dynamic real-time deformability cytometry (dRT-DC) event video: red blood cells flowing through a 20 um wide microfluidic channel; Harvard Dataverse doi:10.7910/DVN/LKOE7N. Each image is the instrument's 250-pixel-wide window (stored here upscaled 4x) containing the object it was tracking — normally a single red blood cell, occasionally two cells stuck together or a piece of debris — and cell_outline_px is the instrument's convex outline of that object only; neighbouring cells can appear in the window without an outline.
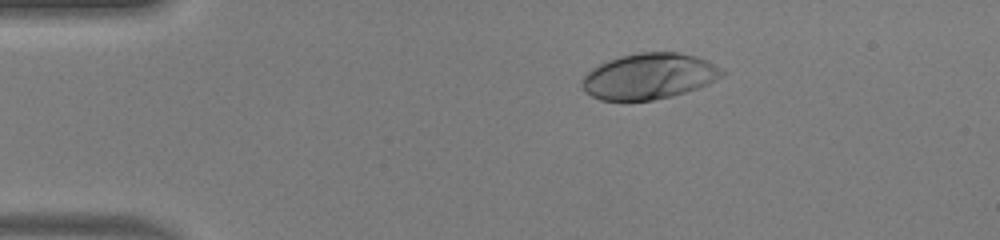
{"species": "human", "species_latin": "Homo sapiens", "temperature_condition": "warm", "stored_images_in_passage": 41, "camera_frame_rate_fps": 3000, "um_per_image_px": 0.085, "donor": {"sex": "male"}, "frame": {"image": 1, "passage_image": 1, "time_ms": 0.0, "image_size_px": [1000, 240], "cell_outline_px": [[728, 72], [724, 76], [708, 84], [672, 96], [652, 100], [600, 100], [592, 96], [580, 84], [580, 80], [592, 68], [608, 60], [620, 56], [640, 52], [676, 52], [696, 56], [716, 64]], "centroid_in_image_um": [55.21, 6.47], "position_along_channel_um": 29.8, "area_um2": 37.45}}
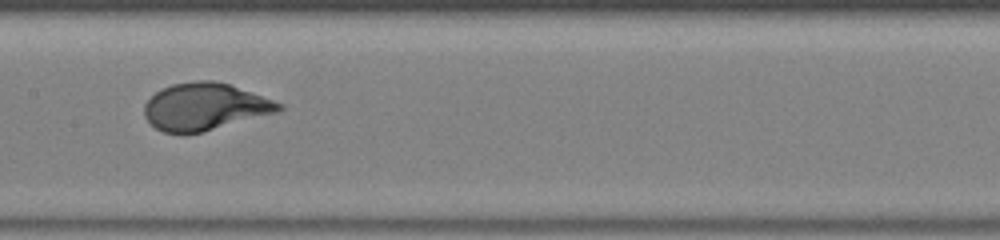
{"frame": {"image": 2, "passage_image": 17, "time_ms": 5.333, "image_size_px": [1000, 240], "cell_outline_px": [[284, 108], [280, 112], [204, 132], [184, 136], [164, 132], [156, 128], [144, 116], [144, 104], [156, 92], [172, 84], [196, 80], [212, 80], [228, 84], [284, 104]], "centroid_in_image_um": [17.42, 9.1], "position_along_channel_um": 190.0, "area_um2": 37.34}}
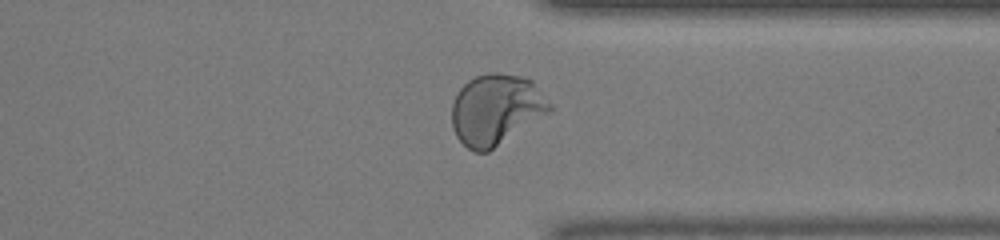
{"frame": {"image": 3, "passage_image": 30, "time_ms": 9.667, "image_size_px": [1000, 240], "cell_outline_px": [[556, 108], [552, 112], [488, 152], [472, 152], [456, 136], [452, 128], [452, 104], [456, 92], [468, 80], [476, 76], [488, 72], [500, 72], [524, 76], [532, 80]], "centroid_in_image_um": [42.2, 9.3], "position_along_channel_um": 369.2, "area_um2": 41.15}, "authors_computed_cell_mechanics": {"area_um2": 37.6278, "velocity_mm_per_s": 4.1637, "shape_relaxation_time_tau1_ms": 2.7676, "shape_relaxation_time_tau2_ms": null, "deformation_change_tau1": 0.2164, "deformation_change_tau2": null}}